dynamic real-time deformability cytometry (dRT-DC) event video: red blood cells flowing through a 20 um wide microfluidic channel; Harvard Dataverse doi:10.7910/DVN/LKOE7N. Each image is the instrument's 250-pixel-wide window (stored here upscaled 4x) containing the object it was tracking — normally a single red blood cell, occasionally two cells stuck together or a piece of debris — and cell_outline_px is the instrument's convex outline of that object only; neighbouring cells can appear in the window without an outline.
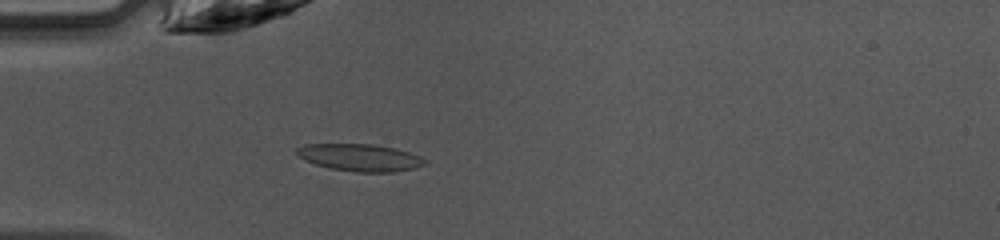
{"species": "common noctule bat (a hibernating species)", "species_latin": "Nyctalus noctula", "temperature_condition": "warm", "stored_images_in_passage": 35, "camera_frame_rate_fps": 3000, "um_per_image_px": 0.085, "animal": {"sex": "female", "body_mass_g": 10.0, "forearm_length_mm": 53.1}, "frame": {"image": 1, "passage_image": 2, "time_ms": 0.333, "image_size_px": [1000, 240], "cell_outline_px": [[428, 160], [424, 164], [412, 168], [392, 172], [356, 172], [332, 168], [316, 164], [304, 160], [296, 152], [296, 148], [304, 144], [372, 144], [396, 148], [420, 156]], "centroid_in_image_um": [30.59, 13.38], "position_along_channel_um": 54.4, "area_um2": 20.11}}
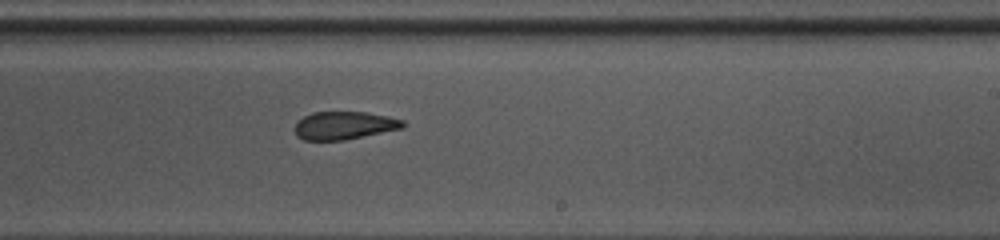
{"frame": {"image": 2, "passage_image": 17, "time_ms": 5.333, "image_size_px": [1000, 240], "cell_outline_px": [[408, 124], [404, 128], [344, 140], [304, 140], [296, 136], [296, 124], [304, 116], [312, 112], [364, 112], [388, 116], [404, 120]], "centroid_in_image_um": [29.31, 10.66], "position_along_channel_um": 259.7, "area_um2": 17.63}}
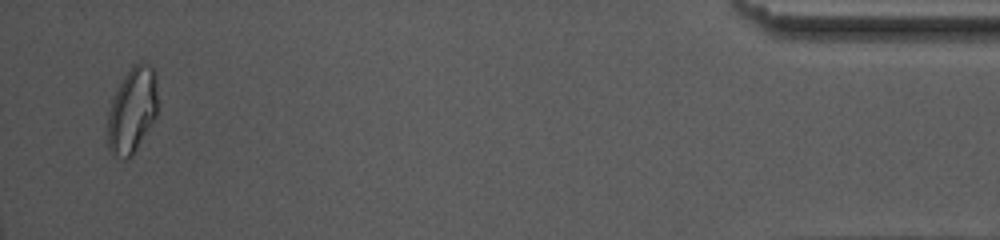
{"frame": {"image": 3, "passage_image": 34, "time_ms": 11.0, "image_size_px": [1000, 240], "cell_outline_px": [[156, 116], [132, 156], [112, 156], [108, 148], [108, 112], [112, 100], [124, 76], [132, 64], [140, 60], [144, 60], [156, 72]], "centroid_in_image_um": [11.24, 9.32], "position_along_channel_um": 424.0, "area_um2": 24.74}, "authors_computed_cell_mechanics": {"area_um2": 18.496, "velocity_mm_per_s": 4.2334, "shape_relaxation_time_tau1_ms": null, "shape_relaxation_time_tau2_ms": 1.6741, "deformation_change_tau1": null, "deformation_change_tau2": 0.0728}}